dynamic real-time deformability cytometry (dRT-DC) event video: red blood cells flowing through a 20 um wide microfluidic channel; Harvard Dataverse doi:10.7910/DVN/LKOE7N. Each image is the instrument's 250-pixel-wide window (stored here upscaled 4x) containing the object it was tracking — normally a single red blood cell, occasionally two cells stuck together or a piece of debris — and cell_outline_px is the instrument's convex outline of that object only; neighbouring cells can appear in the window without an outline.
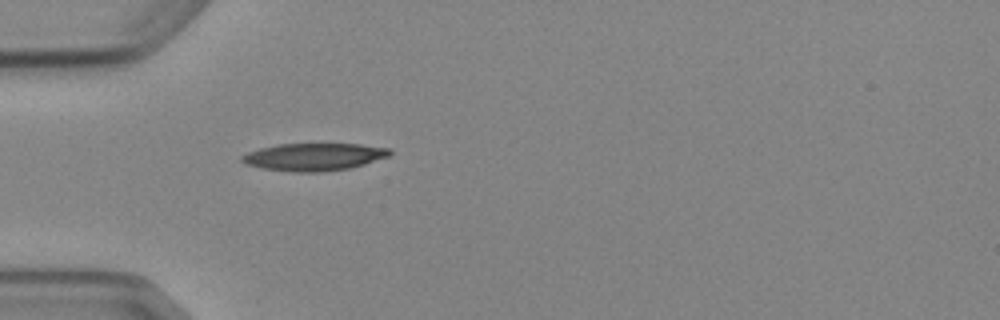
{"species": "Egyptian fruit bat (a non-hibernating species)", "species_latin": "Rousettus aegyptiacus", "temperature_condition": "cold", "stored_images_in_passage": 3, "camera_frame_rate_fps": 3000, "um_per_image_px": 0.085, "animal": {"sex": "female"}, "frame": {"image": 1, "passage_image": 3, "time_ms": 3.333, "image_size_px": [1000, 320], "cell_outline_px": [[392, 152], [388, 156], [364, 164], [348, 168], [320, 172], [292, 172], [260, 168], [244, 164], [240, 160], [240, 156], [248, 152], [260, 148], [280, 144], [360, 144], [388, 148]], "centroid_in_image_um": [26.62, 13.34], "position_along_channel_um": 58.4, "area_um2": 23.64}}